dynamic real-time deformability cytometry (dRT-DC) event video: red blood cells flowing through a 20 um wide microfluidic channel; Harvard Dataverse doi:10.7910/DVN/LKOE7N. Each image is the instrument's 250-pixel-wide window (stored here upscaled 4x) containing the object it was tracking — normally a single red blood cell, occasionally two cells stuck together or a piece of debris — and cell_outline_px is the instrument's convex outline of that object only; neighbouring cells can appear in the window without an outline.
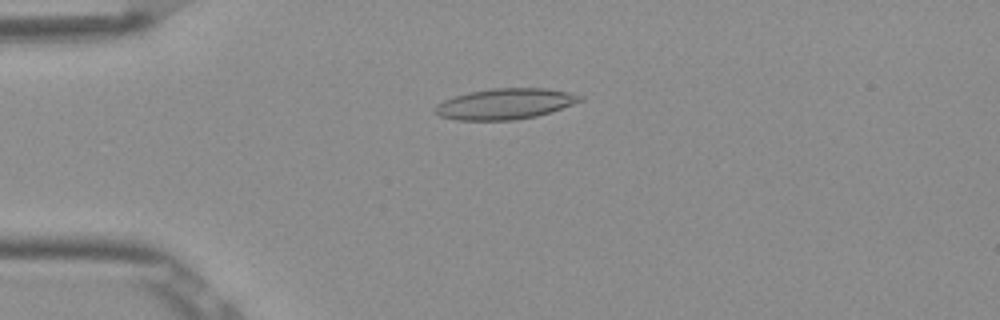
{"species": "Egyptian fruit bat (a non-hibernating species)", "species_latin": "Rousettus aegyptiacus", "temperature_condition": "room temperature", "stored_images_in_passage": 9, "camera_frame_rate_fps": 3000, "um_per_image_px": 0.085, "frame": {"image": 1, "passage_image": 4, "time_ms": 1.0, "image_size_px": [1000, 320], "cell_outline_px": [[584, 100], [536, 116], [516, 120], [456, 120], [440, 116], [432, 112], [432, 108], [436, 104], [444, 100], [468, 92], [492, 88], [544, 88], [568, 92], [584, 96]], "centroid_in_image_um": [42.88, 8.83], "position_along_channel_um": 42.1, "area_um2": 26.01}}
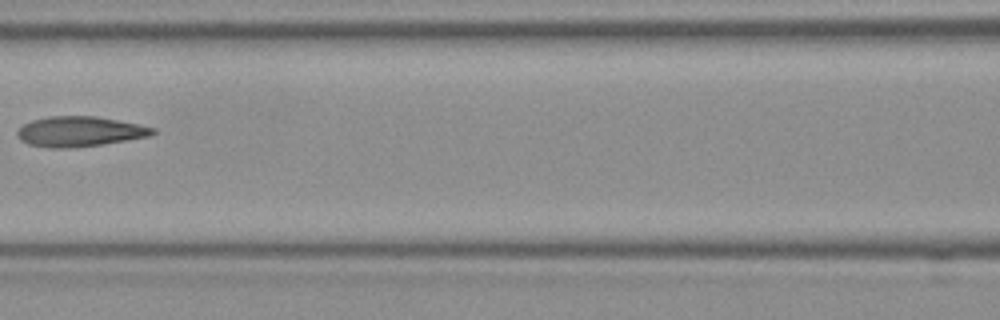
{"frame": {"image": 2, "passage_image": 7, "time_ms": 2.0, "image_size_px": [1000, 320], "cell_outline_px": [[156, 132], [148, 136], [128, 140], [104, 144], [72, 148], [48, 148], [28, 144], [20, 140], [16, 132], [24, 124], [32, 120], [48, 116], [96, 116], [140, 124], [156, 128]], "centroid_in_image_um": [6.78, 11.18], "position_along_channel_um": 159.8, "area_um2": 23.93}}
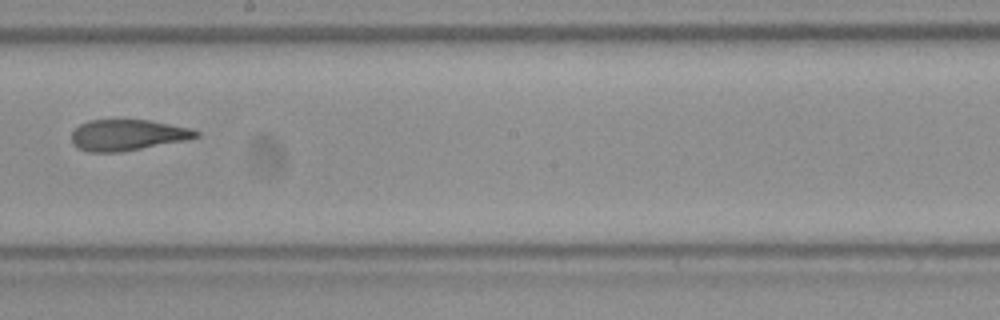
{"frame": {"image": 3, "passage_image": 9, "time_ms": 2.667, "image_size_px": [1000, 320], "cell_outline_px": [[200, 136], [188, 140], [120, 152], [88, 152], [76, 148], [72, 144], [72, 132], [80, 124], [88, 120], [148, 120], [192, 128], [200, 132]], "centroid_in_image_um": [10.85, 11.48], "position_along_channel_um": 237.4, "area_um2": 22.66}}